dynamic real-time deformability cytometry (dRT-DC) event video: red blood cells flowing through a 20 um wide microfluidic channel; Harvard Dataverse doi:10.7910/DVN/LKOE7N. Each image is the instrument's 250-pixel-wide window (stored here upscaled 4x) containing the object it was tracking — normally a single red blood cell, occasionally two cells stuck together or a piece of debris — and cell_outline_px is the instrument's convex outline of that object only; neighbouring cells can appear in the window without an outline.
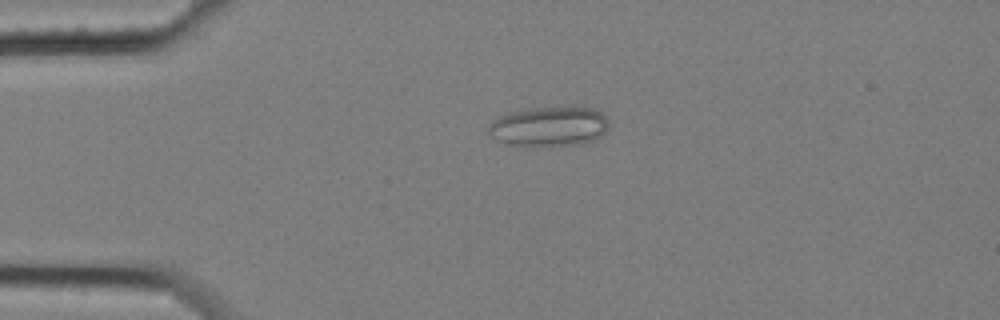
{"species": "common noctule bat (a hibernating species)", "species_latin": "Nyctalus noctula", "temperature_condition": "cold", "stored_images_in_passage": 5, "camera_frame_rate_fps": 3000, "um_per_image_px": 0.085, "animal": {"sex": "female", "body_mass_g": 25.1}, "frame": {"image": 1, "passage_image": 4, "time_ms": 1.0, "image_size_px": [1000, 320], "cell_outline_px": [[608, 128], [600, 136], [592, 140], [580, 144], [532, 148], [508, 144], [492, 136], [488, 132], [488, 128], [492, 120], [508, 112], [532, 108], [584, 104], [600, 112], [608, 120]], "centroid_in_image_um": [46.7, 10.73], "position_along_channel_um": 38.3, "area_um2": 28.84}}